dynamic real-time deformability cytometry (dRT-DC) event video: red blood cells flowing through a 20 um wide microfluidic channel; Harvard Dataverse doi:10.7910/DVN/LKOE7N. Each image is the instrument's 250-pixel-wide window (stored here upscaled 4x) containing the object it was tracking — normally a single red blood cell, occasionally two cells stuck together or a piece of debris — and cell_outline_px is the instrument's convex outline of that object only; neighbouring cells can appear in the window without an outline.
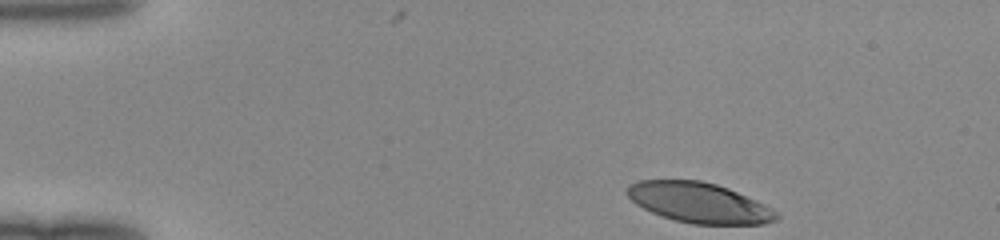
{"species": "human", "species_latin": "Homo sapiens", "temperature_condition": "room temperature", "stored_images_in_passage": 36, "camera_frame_rate_fps": 3000, "um_per_image_px": 0.085, "donor": {"sex": "female"}, "frame": {"image": 1, "passage_image": 1, "time_ms": 0.0, "image_size_px": [1000, 240], "cell_outline_px": [[780, 216], [776, 220], [764, 224], [692, 224], [676, 220], [652, 212], [636, 204], [624, 192], [628, 184], [640, 180], [700, 180], [716, 184], [728, 188], [756, 200], [780, 212]], "centroid_in_image_um": [59.43, 17.22], "position_along_channel_um": 25.6, "area_um2": 35.03}}
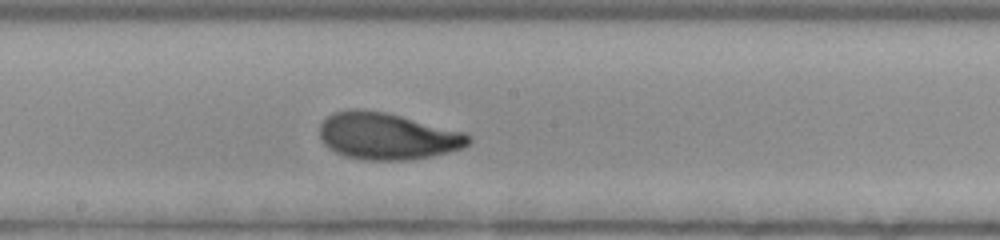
{"frame": {"image": 2, "passage_image": 21, "time_ms": 6.667, "image_size_px": [1000, 240], "cell_outline_px": [[472, 140], [464, 148], [432, 156], [408, 160], [364, 160], [344, 156], [328, 148], [320, 140], [320, 124], [332, 112], [352, 108], [356, 108], [384, 112], [464, 132], [472, 136]], "centroid_in_image_um": [32.9, 11.58], "position_along_channel_um": 215.3, "area_um2": 40.69}}
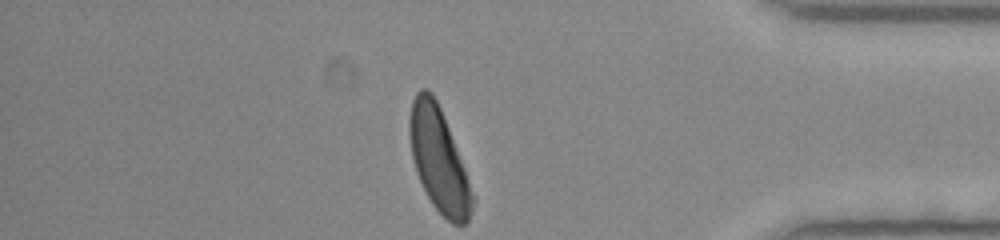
{"frame": {"image": 3, "passage_image": 36, "time_ms": 11.667, "image_size_px": [1000, 240], "cell_outline_px": [[476, 200], [468, 220], [464, 224], [452, 224], [432, 204], [416, 172], [412, 156], [408, 132], [408, 120], [412, 100], [416, 92], [420, 88], [428, 88], [432, 92], [440, 108], [464, 168]], "centroid_in_image_um": [37.28, 13.57], "position_along_channel_um": 397.9, "area_um2": 37.63}}